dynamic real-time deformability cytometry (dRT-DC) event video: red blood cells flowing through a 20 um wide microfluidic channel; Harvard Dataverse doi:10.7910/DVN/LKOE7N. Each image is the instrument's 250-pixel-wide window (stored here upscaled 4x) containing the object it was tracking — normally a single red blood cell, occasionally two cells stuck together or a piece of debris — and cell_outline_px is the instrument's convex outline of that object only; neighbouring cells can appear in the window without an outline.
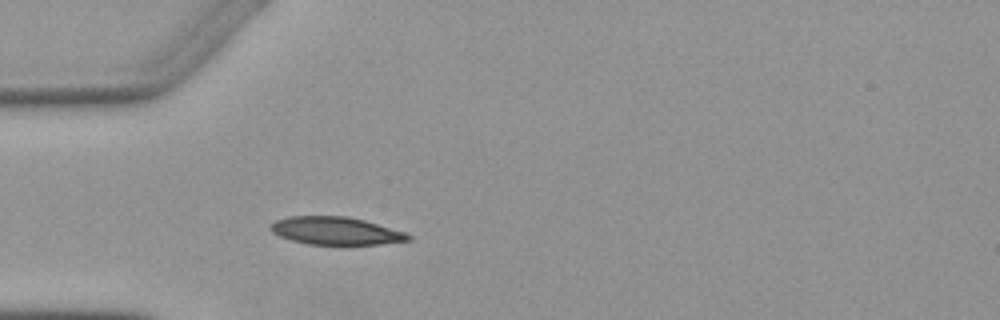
{"species": "Egyptian fruit bat (a non-hibernating species)", "species_latin": "Rousettus aegyptiacus", "temperature_condition": "warm", "stored_images_in_passage": 2, "camera_frame_rate_fps": 3000, "um_per_image_px": 0.085, "animal": {"sex": "female"}, "frame": {"image": 1, "passage_image": 2, "time_ms": 1.333, "image_size_px": [1000, 320], "cell_outline_px": [[412, 240], [380, 244], [308, 244], [292, 240], [280, 236], [272, 232], [268, 228], [276, 220], [288, 216], [348, 216], [364, 220], [404, 232], [412, 236]], "centroid_in_image_um": [28.53, 19.61], "position_along_channel_um": 56.5, "area_um2": 22.14}}